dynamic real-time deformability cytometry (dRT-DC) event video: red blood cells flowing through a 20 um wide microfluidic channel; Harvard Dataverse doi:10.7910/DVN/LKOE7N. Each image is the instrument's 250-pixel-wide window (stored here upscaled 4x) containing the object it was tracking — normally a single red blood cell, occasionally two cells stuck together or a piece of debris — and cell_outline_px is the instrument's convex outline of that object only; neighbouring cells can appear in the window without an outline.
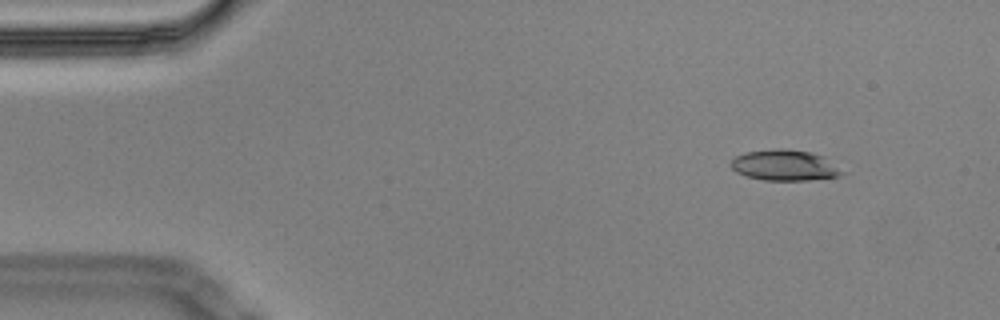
{"species": "Egyptian fruit bat (a non-hibernating species)", "species_latin": "Rousettus aegyptiacus", "temperature_condition": "cold", "stored_images_in_passage": 4, "camera_frame_rate_fps": 3000, "um_per_image_px": 0.085, "animal": {"sex": "male"}, "frame": {"image": 1, "passage_image": 1, "time_ms": 0.0, "image_size_px": [1000, 320], "cell_outline_px": [[844, 172], [840, 176], [808, 180], [764, 180], [744, 176], [736, 172], [728, 164], [736, 156], [744, 152], [776, 148], [784, 148], [812, 152], [824, 156]], "centroid_in_image_um": [66.66, 14.04], "position_along_channel_um": 18.3, "area_um2": 20.11}}